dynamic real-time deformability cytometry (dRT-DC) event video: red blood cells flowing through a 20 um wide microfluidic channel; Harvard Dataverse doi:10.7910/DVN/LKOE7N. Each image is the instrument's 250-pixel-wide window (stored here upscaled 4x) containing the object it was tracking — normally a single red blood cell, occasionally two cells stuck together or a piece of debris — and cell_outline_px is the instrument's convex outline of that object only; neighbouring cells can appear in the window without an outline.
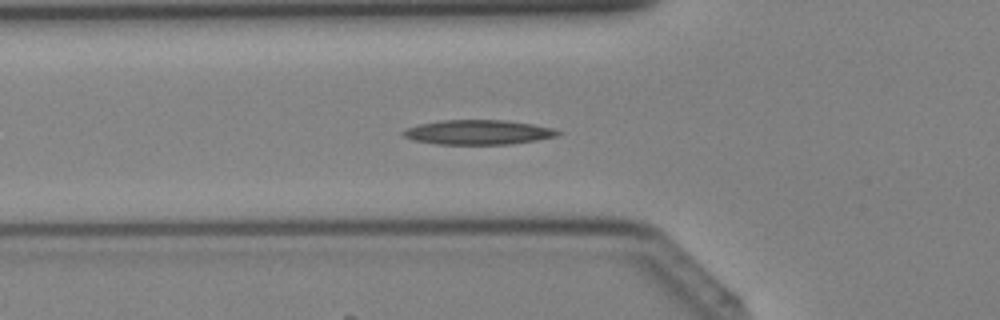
{"species": "Egyptian fruit bat (a non-hibernating species)", "species_latin": "Rousettus aegyptiacus", "temperature_condition": "cold", "stored_images_in_passage": 35, "camera_frame_rate_fps": 3000, "um_per_image_px": 0.085, "animal": {"sex": "female"}, "frame": {"image": 1, "passage_image": 13, "time_ms": 4.0, "image_size_px": [1000, 320], "cell_outline_px": [[560, 132], [556, 136], [536, 140], [508, 144], [436, 144], [416, 140], [404, 136], [400, 132], [404, 128], [420, 124], [440, 120], [504, 120], [532, 124], [552, 128]], "centroid_in_image_um": [40.59, 11.23], "position_along_channel_um": 85.2, "area_um2": 21.96}}
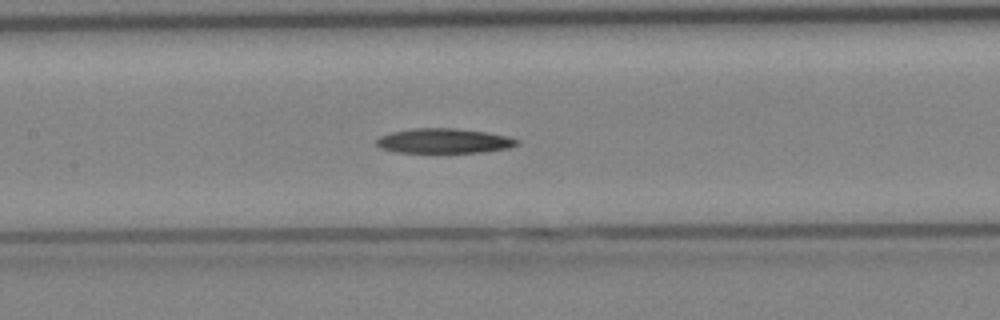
{"frame": {"image": 2, "passage_image": 18, "time_ms": 5.667, "image_size_px": [1000, 320], "cell_outline_px": [[520, 144], [508, 148], [484, 152], [396, 152], [380, 148], [376, 144], [376, 140], [380, 136], [392, 132], [412, 128], [456, 128], [488, 132], [508, 136], [520, 140]], "centroid_in_image_um": [37.77, 11.97], "position_along_channel_um": 169.6, "area_um2": 20.4}}
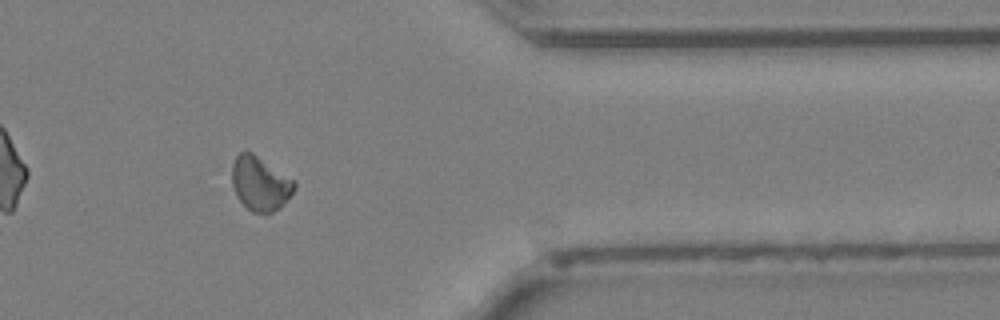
{"frame": {"image": 3, "passage_image": 32, "time_ms": 10.333, "image_size_px": [1000, 320], "cell_outline_px": [[296, 184], [292, 192], [280, 208], [272, 212], [252, 212], [236, 196], [232, 184], [232, 164], [236, 156], [244, 148], [252, 152], [296, 180]], "centroid_in_image_um": [22.1, 15.55], "position_along_channel_um": 389.3, "area_um2": 19.77}}